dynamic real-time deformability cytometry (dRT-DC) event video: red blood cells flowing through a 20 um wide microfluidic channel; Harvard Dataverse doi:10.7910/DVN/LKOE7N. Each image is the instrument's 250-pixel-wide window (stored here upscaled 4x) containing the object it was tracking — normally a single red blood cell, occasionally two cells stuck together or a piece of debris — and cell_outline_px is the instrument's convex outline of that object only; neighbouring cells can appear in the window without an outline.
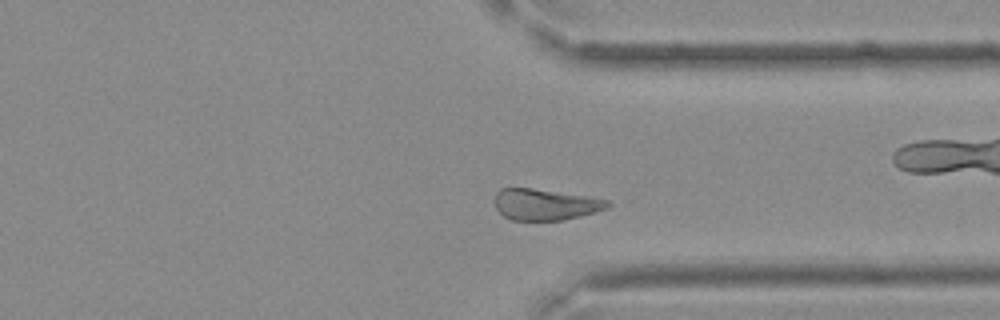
{"species": "Egyptian fruit bat (a non-hibernating species)", "species_latin": "Rousettus aegyptiacus", "temperature_condition": "cold", "stored_images_in_passage": 36, "camera_frame_rate_fps": 3000, "um_per_image_px": 0.085, "frame": {"image": 1, "passage_image": 26, "time_ms": 8.333, "image_size_px": [1000, 320], "cell_outline_px": [[612, 204], [608, 208], [580, 216], [564, 220], [512, 220], [504, 216], [496, 208], [496, 192], [500, 188], [532, 188], [588, 196], [608, 200]], "centroid_in_image_um": [46.37, 17.38], "position_along_channel_um": 365.0, "area_um2": 20.46}}